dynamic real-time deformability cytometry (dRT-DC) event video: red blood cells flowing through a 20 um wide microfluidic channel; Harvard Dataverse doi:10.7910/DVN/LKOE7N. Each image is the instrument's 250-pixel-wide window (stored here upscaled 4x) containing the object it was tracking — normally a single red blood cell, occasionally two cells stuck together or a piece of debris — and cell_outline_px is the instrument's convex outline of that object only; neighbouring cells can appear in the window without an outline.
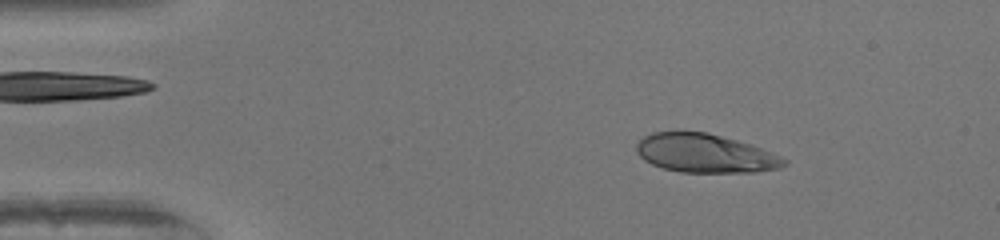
{"species": "human", "species_latin": "Homo sapiens", "temperature_condition": "warm", "stored_images_in_passage": 51, "camera_frame_rate_fps": 3000, "um_per_image_px": 0.085, "donor": {"sex": "female"}, "frame": {"image": 1, "passage_image": 8, "time_ms": 2.333, "image_size_px": [1000, 240], "cell_outline_px": [[788, 164], [780, 168], [752, 172], [680, 172], [664, 168], [652, 164], [644, 160], [636, 152], [636, 144], [644, 136], [652, 132], [708, 132], [752, 144], [772, 152], [788, 160]], "centroid_in_image_um": [59.96, 13.03], "position_along_channel_um": 25.0, "area_um2": 33.35}}
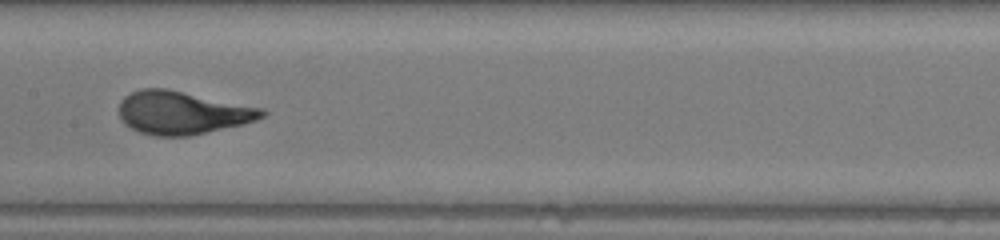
{"frame": {"image": 2, "passage_image": 26, "time_ms": 8.333, "image_size_px": [1000, 240], "cell_outline_px": [[268, 112], [264, 116], [256, 120], [244, 124], [188, 136], [156, 136], [140, 132], [124, 124], [120, 120], [120, 100], [124, 96], [140, 88], [168, 88], [264, 108]], "centroid_in_image_um": [15.5, 9.57], "position_along_channel_um": 191.9, "area_um2": 36.13}}
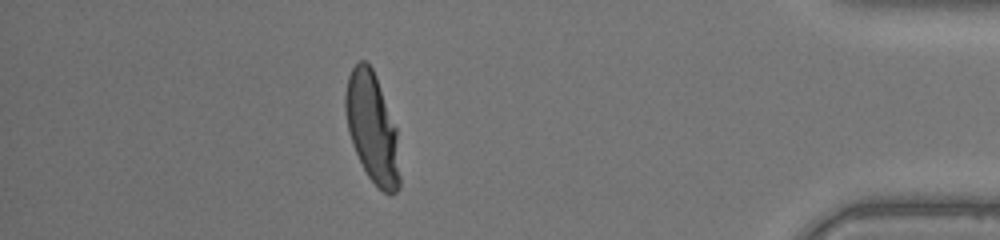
{"frame": {"image": 3, "passage_image": 45, "time_ms": 14.667, "image_size_px": [1000, 240], "cell_outline_px": [[400, 188], [396, 192], [384, 192], [368, 176], [352, 144], [348, 132], [344, 108], [344, 92], [348, 76], [352, 68], [360, 60], [364, 60], [372, 68], [376, 76], [396, 128], [400, 176]], "centroid_in_image_um": [31.62, 10.84], "position_along_channel_um": 403.6, "area_um2": 34.51}, "authors_computed_cell_mechanics": {"area_um2": 34.9112, "velocity_mm_per_s": 4.0707, "shape_relaxation_time_tau1_ms": 4.4049, "shape_relaxation_time_tau2_ms": null, "deformation_change_tau1": 0.2424, "deformation_change_tau2": null}}